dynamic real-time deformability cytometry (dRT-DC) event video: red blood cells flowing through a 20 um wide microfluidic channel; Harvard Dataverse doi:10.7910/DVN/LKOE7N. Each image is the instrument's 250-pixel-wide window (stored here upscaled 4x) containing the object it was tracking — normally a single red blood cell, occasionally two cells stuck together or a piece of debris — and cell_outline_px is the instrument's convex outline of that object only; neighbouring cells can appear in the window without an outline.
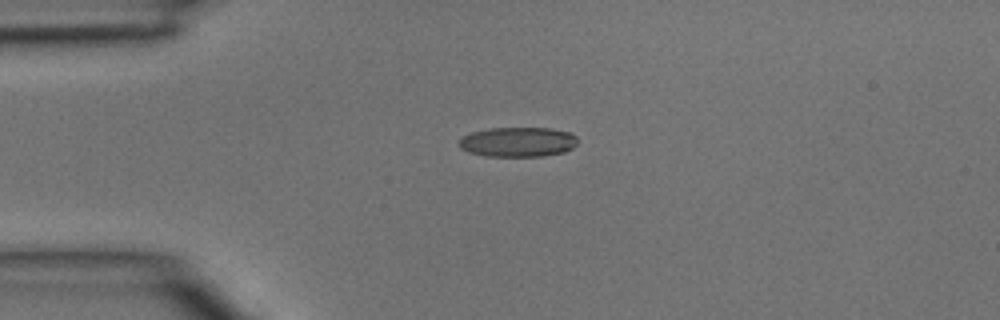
{"species": "common noctule bat (a hibernating species)", "species_latin": "Nyctalus noctula", "temperature_condition": "room temperature", "stored_images_in_passage": 3, "camera_frame_rate_fps": 3000, "um_per_image_px": 0.085, "animal": {"sex": "male", "body_mass_g": 15.6}, "frame": {"image": 1, "passage_image": 2, "time_ms": 0.333, "image_size_px": [1000, 320], "cell_outline_px": [[576, 144], [572, 148], [564, 152], [540, 156], [484, 156], [468, 152], [460, 148], [460, 140], [464, 136], [472, 132], [492, 128], [552, 128], [572, 132], [576, 136]], "centroid_in_image_um": [44.05, 12.06], "position_along_channel_um": 41.0, "area_um2": 20.52}}